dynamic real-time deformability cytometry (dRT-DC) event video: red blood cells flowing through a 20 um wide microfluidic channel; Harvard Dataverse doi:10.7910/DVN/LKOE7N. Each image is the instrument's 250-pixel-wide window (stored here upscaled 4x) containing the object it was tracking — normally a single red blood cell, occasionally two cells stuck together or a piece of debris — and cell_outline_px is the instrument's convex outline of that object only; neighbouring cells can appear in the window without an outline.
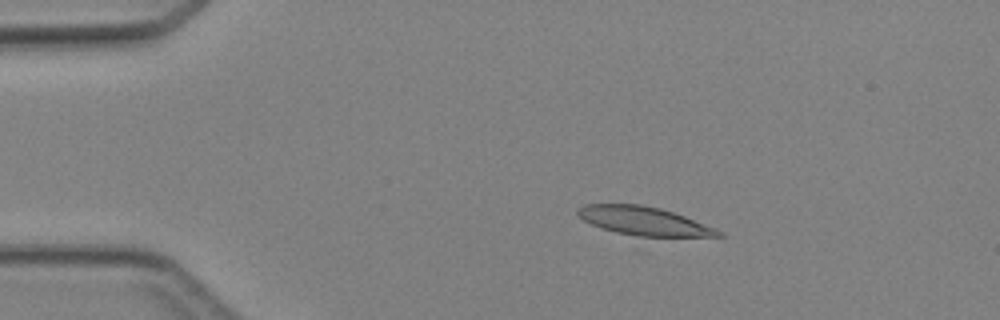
{"species": "Egyptian fruit bat (a non-hibernating species)", "species_latin": "Rousettus aegyptiacus", "temperature_condition": "cold", "stored_images_in_passage": 35, "camera_frame_rate_fps": 3000, "um_per_image_px": 0.085, "animal": {"sex": "female"}, "frame": {"image": 1, "passage_image": 1, "time_ms": 0.0, "image_size_px": [1000, 320], "cell_outline_px": [[724, 236], [640, 236], [616, 232], [592, 224], [576, 216], [576, 208], [584, 204], [640, 204], [660, 208], [684, 216], [716, 228], [724, 232]], "centroid_in_image_um": [54.71, 18.77], "position_along_channel_um": 30.3, "area_um2": 23.18}}
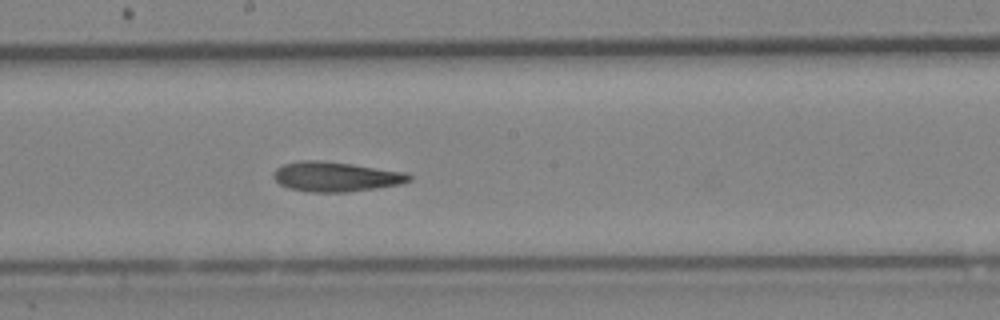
{"frame": {"image": 2, "passage_image": 18, "time_ms": 5.667, "image_size_px": [1000, 320], "cell_outline_px": [[412, 180], [400, 184], [376, 188], [348, 192], [308, 192], [288, 188], [280, 184], [272, 176], [272, 172], [276, 168], [284, 164], [300, 160], [320, 160], [352, 164], [404, 172], [412, 176]], "centroid_in_image_um": [28.51, 15.02], "position_along_channel_um": 219.7, "area_um2": 23.58}}
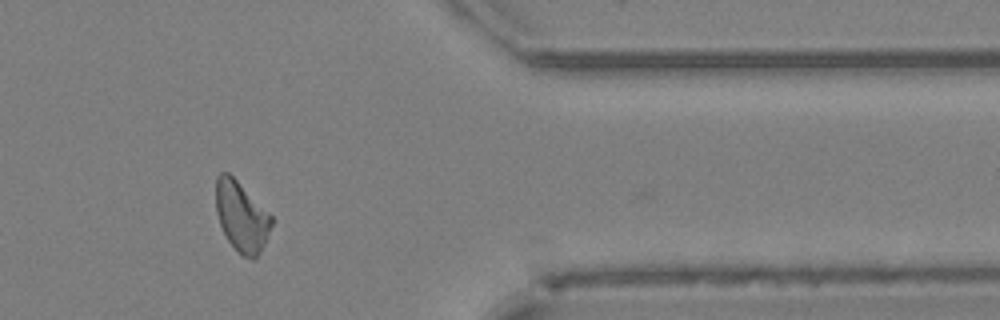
{"frame": {"image": 3, "passage_image": 31, "time_ms": 10.0, "image_size_px": [1000, 320], "cell_outline_px": [[276, 220], [256, 260], [252, 260], [240, 256], [228, 240], [220, 224], [216, 212], [216, 176], [220, 172], [228, 172]], "centroid_in_image_um": [20.55, 18.45], "position_along_channel_um": 390.9, "area_um2": 22.83}}